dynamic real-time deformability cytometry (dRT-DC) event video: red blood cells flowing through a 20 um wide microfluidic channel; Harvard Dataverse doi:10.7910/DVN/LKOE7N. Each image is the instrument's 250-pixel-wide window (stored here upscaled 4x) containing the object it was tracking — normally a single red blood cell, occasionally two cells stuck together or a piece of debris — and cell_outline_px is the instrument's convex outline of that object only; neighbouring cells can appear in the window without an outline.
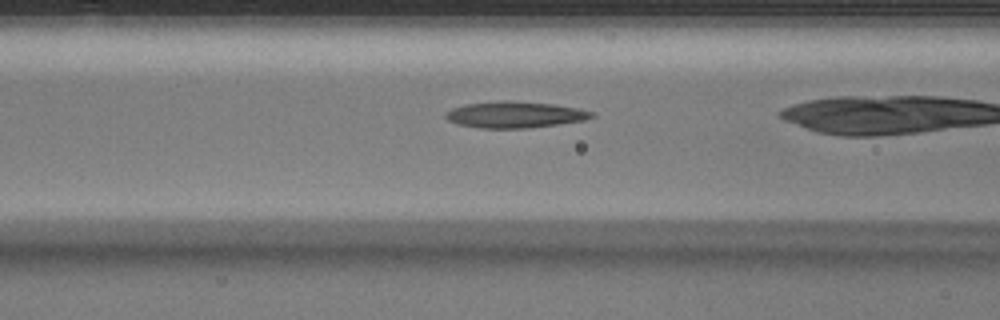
{"species": "Egyptian fruit bat (a non-hibernating species)", "species_latin": "Rousettus aegyptiacus", "temperature_condition": "warm", "stored_images_in_passage": 20, "camera_frame_rate_fps": 3000, "um_per_image_px": 0.085, "animal": {"sex": "male"}, "frame": {"image": 1, "passage_image": 4, "time_ms": 1.0, "image_size_px": [1000, 320], "cell_outline_px": [[596, 116], [584, 120], [528, 128], [480, 128], [456, 124], [448, 120], [444, 116], [444, 112], [452, 108], [468, 104], [504, 100], [512, 100], [552, 104], [576, 108], [592, 112]], "centroid_in_image_um": [43.71, 9.74], "position_along_channel_um": 122.9, "area_um2": 22.31}}
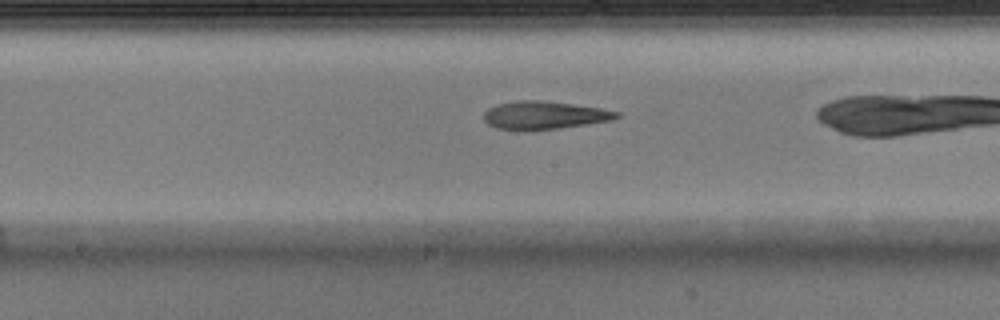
{"frame": {"image": 2, "passage_image": 9, "time_ms": 2.667, "image_size_px": [1000, 320], "cell_outline_px": [[620, 116], [612, 120], [560, 128], [524, 132], [496, 128], [488, 124], [484, 120], [484, 112], [488, 108], [500, 104], [516, 100], [540, 100], [572, 104], [600, 108], [620, 112]], "centroid_in_image_um": [46.23, 9.81], "position_along_channel_um": 202.0, "area_um2": 21.91}}